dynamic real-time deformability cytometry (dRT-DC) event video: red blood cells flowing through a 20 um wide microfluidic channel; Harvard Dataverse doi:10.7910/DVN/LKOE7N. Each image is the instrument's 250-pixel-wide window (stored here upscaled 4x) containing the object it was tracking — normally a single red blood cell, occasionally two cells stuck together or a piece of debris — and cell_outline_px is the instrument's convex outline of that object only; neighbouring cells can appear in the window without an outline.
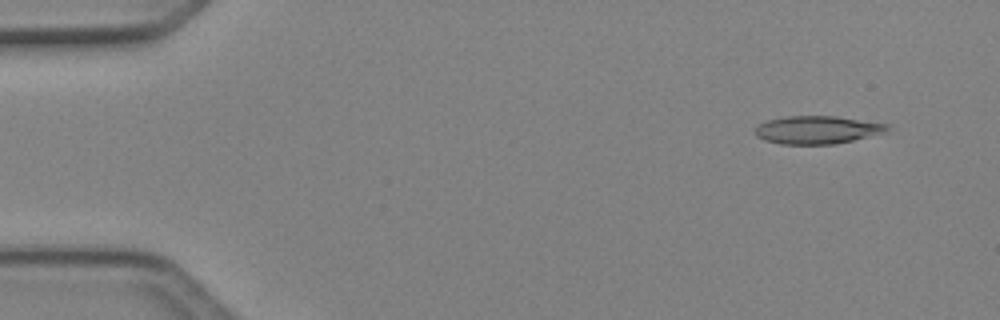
{"species": "Egyptian fruit bat (a non-hibernating species)", "species_latin": "Rousettus aegyptiacus", "temperature_condition": "cold", "stored_images_in_passage": 8, "camera_frame_rate_fps": 3000, "um_per_image_px": 0.085, "animal": {"sex": "female"}, "frame": {"image": 1, "passage_image": 3, "time_ms": 0.667, "image_size_px": [1000, 320], "cell_outline_px": [[888, 132], [852, 140], [832, 144], [780, 144], [764, 140], [756, 136], [756, 128], [760, 124], [768, 120], [784, 116], [836, 116], [888, 124]], "centroid_in_image_um": [69.46, 11.03], "position_along_channel_um": 15.5, "area_um2": 21.39}}